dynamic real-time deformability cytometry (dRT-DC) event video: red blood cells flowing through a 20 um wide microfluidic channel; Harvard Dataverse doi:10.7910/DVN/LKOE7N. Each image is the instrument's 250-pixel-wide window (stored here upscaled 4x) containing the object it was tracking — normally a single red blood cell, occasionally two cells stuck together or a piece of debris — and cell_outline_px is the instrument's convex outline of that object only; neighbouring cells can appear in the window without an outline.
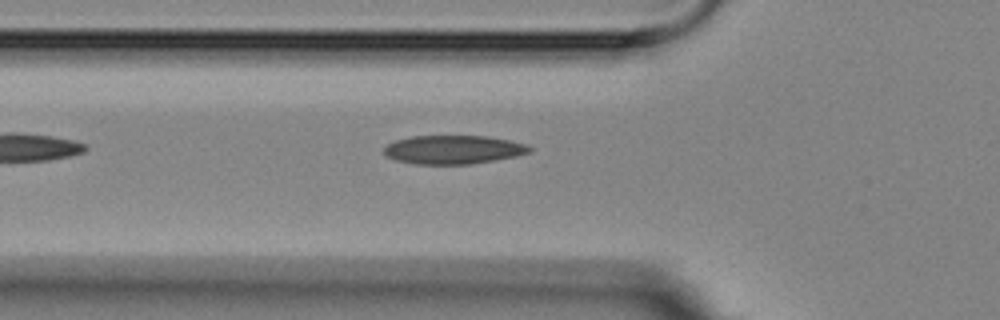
{"species": "Egyptian fruit bat (a non-hibernating species)", "species_latin": "Rousettus aegyptiacus", "temperature_condition": "room temperature", "stored_images_in_passage": 2, "camera_frame_rate_fps": 3000, "um_per_image_px": 0.085, "animal": {"sex": "female"}, "frame": {"image": 1, "passage_image": 2, "time_ms": 1.333, "image_size_px": [1000, 320], "cell_outline_px": [[532, 152], [516, 156], [472, 164], [416, 164], [396, 160], [388, 156], [384, 152], [384, 148], [388, 144], [396, 140], [412, 136], [488, 136], [508, 140], [524, 144], [532, 148]], "centroid_in_image_um": [38.55, 12.72], "position_along_channel_um": 87.3, "area_um2": 24.16}}